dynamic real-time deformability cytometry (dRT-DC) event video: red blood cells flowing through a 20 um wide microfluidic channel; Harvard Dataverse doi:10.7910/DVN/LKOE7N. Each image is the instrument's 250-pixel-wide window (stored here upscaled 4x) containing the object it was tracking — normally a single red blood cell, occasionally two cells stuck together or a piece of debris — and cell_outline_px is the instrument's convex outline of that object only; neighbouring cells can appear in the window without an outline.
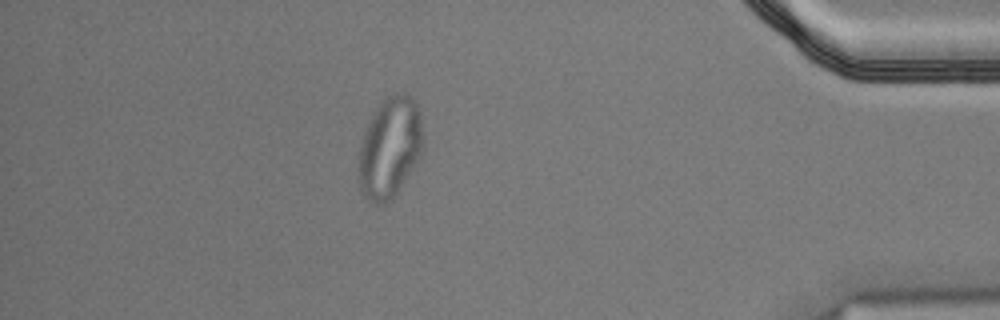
{"species": "Egyptian fruit bat (a non-hibernating species)", "species_latin": "Rousettus aegyptiacus", "temperature_condition": "cold", "stored_images_in_passage": 51, "segment_of_instrument_passage": [2, 2], "camera_frame_rate_fps": 3000, "um_per_image_px": 0.085, "animal": {"sex": "male"}, "frame": {"image": 1, "passage_image": 44, "time_ms": 14.333, "image_size_px": [1000, 320], "cell_outline_px": [[424, 148], [420, 156], [400, 188], [392, 200], [384, 204], [372, 204], [364, 196], [360, 188], [360, 148], [364, 132], [380, 100], [396, 92], [408, 92], [412, 96], [420, 112], [424, 140]], "centroid_in_image_um": [33.17, 12.52], "position_along_channel_um": 402.0, "area_um2": 38.03}}